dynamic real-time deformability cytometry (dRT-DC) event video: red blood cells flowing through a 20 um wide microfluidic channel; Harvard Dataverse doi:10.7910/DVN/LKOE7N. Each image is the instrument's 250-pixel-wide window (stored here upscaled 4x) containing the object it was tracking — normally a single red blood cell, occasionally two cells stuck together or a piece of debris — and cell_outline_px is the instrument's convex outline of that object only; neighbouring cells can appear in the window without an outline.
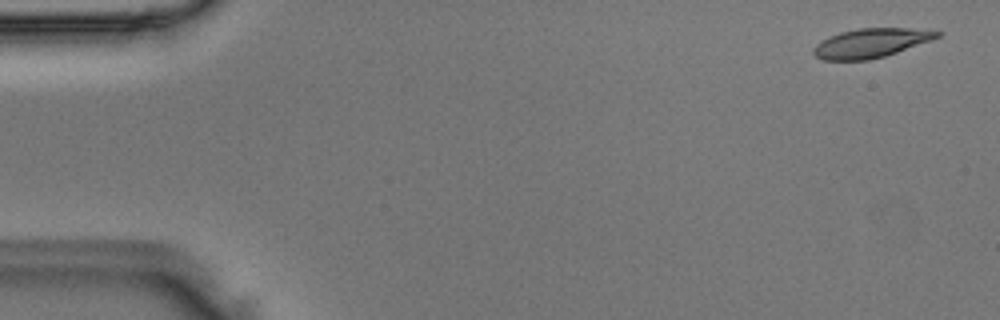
{"species": "Egyptian fruit bat (a non-hibernating species)", "species_latin": "Rousettus aegyptiacus", "temperature_condition": "room temperature", "stored_images_in_passage": 48, "camera_frame_rate_fps": 3000, "um_per_image_px": 0.085, "animal": {"sex": "male"}, "frame": {"image": 1, "passage_image": 2, "time_ms": 0.333, "image_size_px": [1000, 320], "cell_outline_px": [[944, 32], [940, 36], [932, 40], [884, 56], [868, 60], [824, 60], [816, 56], [812, 52], [812, 48], [816, 44], [840, 32], [860, 28], [912, 28]], "centroid_in_image_um": [74.04, 3.65], "position_along_channel_um": 11.0, "area_um2": 20.81}}
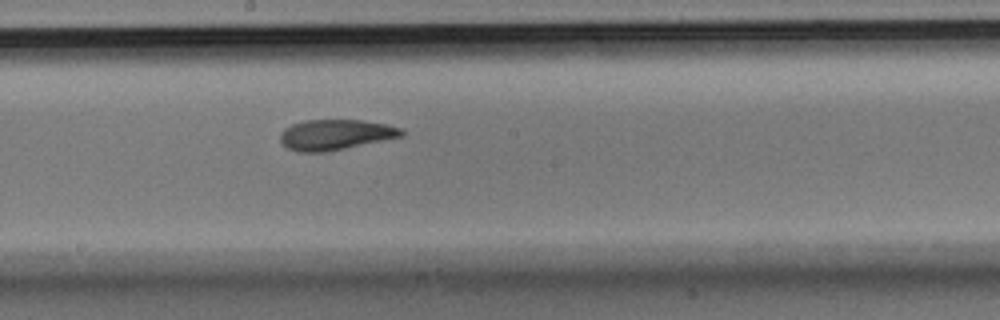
{"frame": {"image": 2, "passage_image": 27, "time_ms": 8.667, "image_size_px": [1000, 320], "cell_outline_px": [[404, 136], [324, 152], [296, 152], [288, 148], [280, 140], [280, 132], [284, 128], [292, 124], [304, 120], [360, 120], [384, 124], [404, 128]], "centroid_in_image_um": [28.5, 11.44], "position_along_channel_um": 219.7, "area_um2": 21.44}}
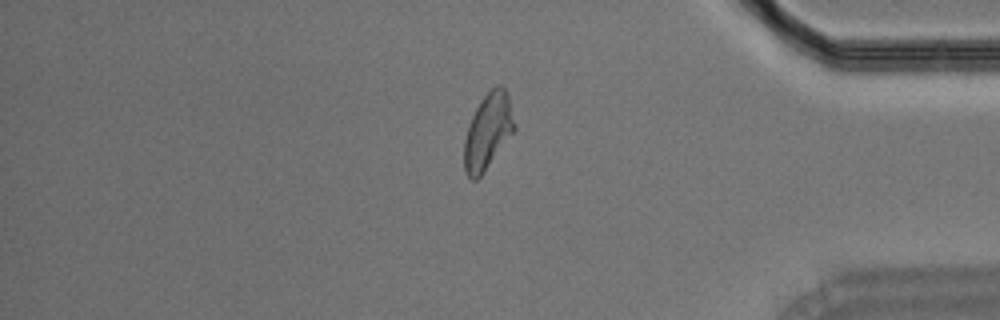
{"frame": {"image": 3, "passage_image": 42, "time_ms": 13.667, "image_size_px": [1000, 320], "cell_outline_px": [[516, 128], [484, 172], [476, 180], [472, 180], [464, 172], [464, 140], [472, 116], [480, 100], [496, 84], [500, 84], [508, 92], [516, 124]], "centroid_in_image_um": [41.48, 11.14], "position_along_channel_um": 393.7, "area_um2": 22.2}}